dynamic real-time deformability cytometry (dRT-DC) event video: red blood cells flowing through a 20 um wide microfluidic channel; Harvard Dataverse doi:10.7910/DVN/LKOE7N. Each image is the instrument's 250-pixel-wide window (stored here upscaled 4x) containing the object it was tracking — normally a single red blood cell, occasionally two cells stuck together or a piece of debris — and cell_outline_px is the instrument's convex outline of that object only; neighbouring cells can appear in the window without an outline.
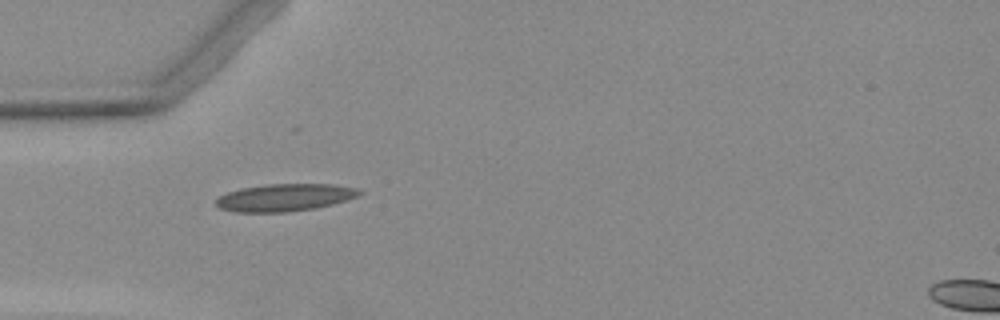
{"species": "Egyptian fruit bat (a non-hibernating species)", "species_latin": "Rousettus aegyptiacus", "temperature_condition": "warm", "stored_images_in_passage": 8, "camera_frame_rate_fps": 3000, "um_per_image_px": 0.085, "animal": {"sex": "female"}, "frame": {"image": 1, "passage_image": 4, "time_ms": 5.0, "image_size_px": [1000, 320], "cell_outline_px": [[364, 192], [356, 196], [332, 204], [316, 208], [288, 212], [236, 212], [220, 208], [216, 204], [216, 200], [220, 196], [228, 192], [240, 188], [264, 184], [332, 184], [356, 188]], "centroid_in_image_um": [24.18, 16.78], "position_along_channel_um": 60.8, "area_um2": 22.77}}
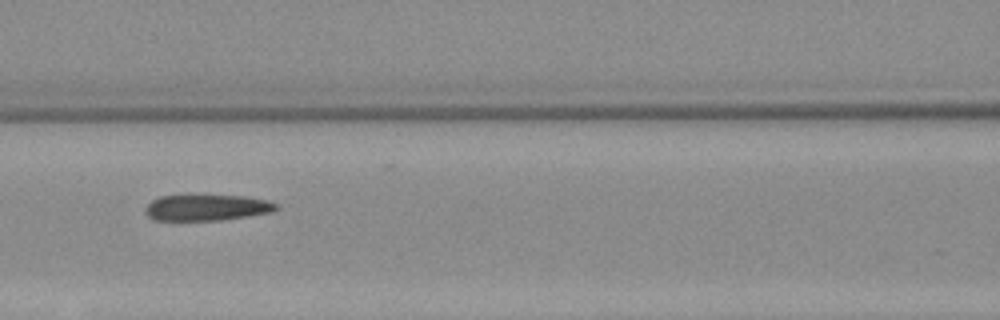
{"frame": {"image": 2, "passage_image": 6, "time_ms": 7.333, "image_size_px": [1000, 320], "cell_outline_px": [[280, 208], [272, 212], [248, 216], [220, 220], [152, 220], [144, 212], [144, 208], [152, 200], [160, 196], [244, 196], [268, 200], [280, 204]], "centroid_in_image_um": [17.61, 17.65], "position_along_channel_um": 149.0, "area_um2": 19.88}}
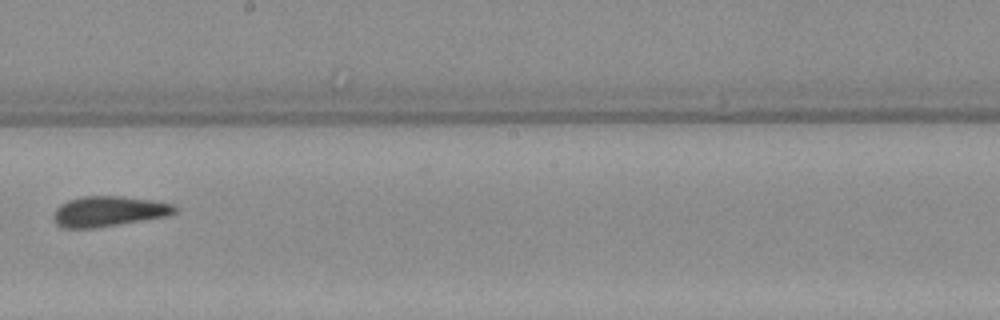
{"frame": {"image": 3, "passage_image": 8, "time_ms": 9.667, "image_size_px": [1000, 320], "cell_outline_px": [[176, 212], [168, 216], [92, 228], [64, 228], [56, 224], [52, 216], [52, 212], [60, 204], [68, 200], [80, 196], [124, 196], [152, 200], [172, 204], [176, 208]], "centroid_in_image_um": [9.18, 17.95], "position_along_channel_um": 239.0, "area_um2": 21.44}}